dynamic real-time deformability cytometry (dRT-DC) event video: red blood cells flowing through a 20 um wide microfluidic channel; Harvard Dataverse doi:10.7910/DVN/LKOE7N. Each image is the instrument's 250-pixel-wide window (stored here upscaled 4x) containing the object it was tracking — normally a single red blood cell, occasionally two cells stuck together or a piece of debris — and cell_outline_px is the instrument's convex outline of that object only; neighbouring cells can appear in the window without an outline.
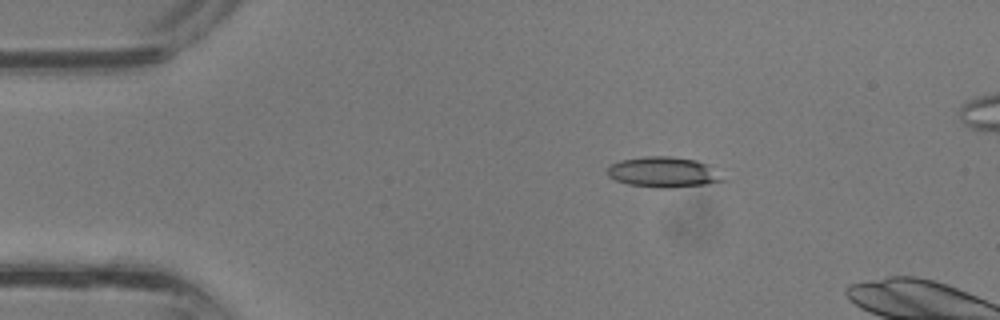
{"species": "common noctule bat (a hibernating species)", "species_latin": "Nyctalus noctula", "temperature_condition": "room temperature", "stored_images_in_passage": 35, "camera_frame_rate_fps": 3000, "um_per_image_px": 0.085, "animal": {"sex": "male", "body_mass_g": 13.3}, "frame": {"image": 1, "passage_image": 7, "time_ms": 2.0, "image_size_px": [1000, 320], "cell_outline_px": [[724, 180], [708, 184], [672, 188], [656, 188], [628, 184], [616, 180], [608, 176], [608, 168], [612, 164], [620, 160], [644, 156], [668, 156], [696, 160], [708, 164]], "centroid_in_image_um": [56.36, 14.63], "position_along_channel_um": 28.6, "area_um2": 20.35}}
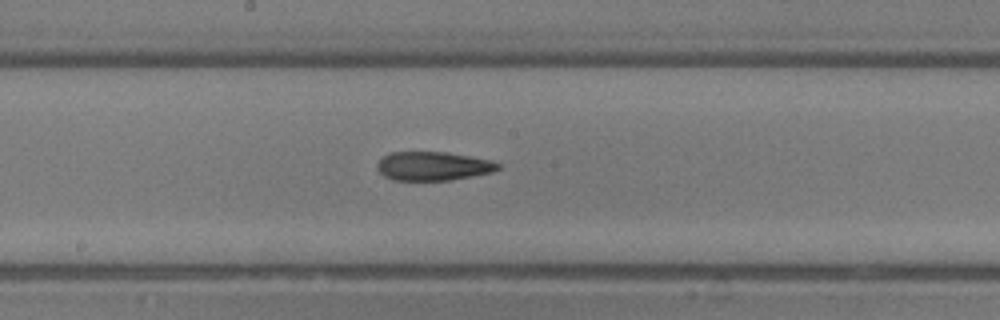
{"frame": {"image": 2, "passage_image": 20, "time_ms": 6.333, "image_size_px": [1000, 320], "cell_outline_px": [[500, 168], [492, 172], [452, 180], [392, 180], [384, 176], [376, 168], [376, 164], [384, 156], [392, 152], [444, 152], [492, 160], [500, 164]], "centroid_in_image_um": [36.81, 14.12], "position_along_channel_um": 211.4, "area_um2": 20.23}}
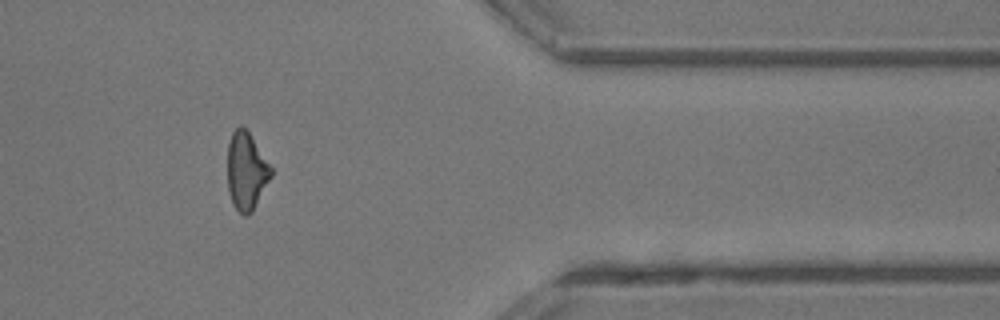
{"frame": {"image": 3, "passage_image": 31, "time_ms": 10.0, "image_size_px": [1000, 320], "cell_outline_px": [[272, 176], [252, 212], [248, 216], [244, 216], [232, 204], [228, 192], [228, 144], [232, 132], [240, 124], [248, 132], [272, 168]], "centroid_in_image_um": [20.93, 14.57], "position_along_channel_um": 390.5, "area_um2": 19.59}}